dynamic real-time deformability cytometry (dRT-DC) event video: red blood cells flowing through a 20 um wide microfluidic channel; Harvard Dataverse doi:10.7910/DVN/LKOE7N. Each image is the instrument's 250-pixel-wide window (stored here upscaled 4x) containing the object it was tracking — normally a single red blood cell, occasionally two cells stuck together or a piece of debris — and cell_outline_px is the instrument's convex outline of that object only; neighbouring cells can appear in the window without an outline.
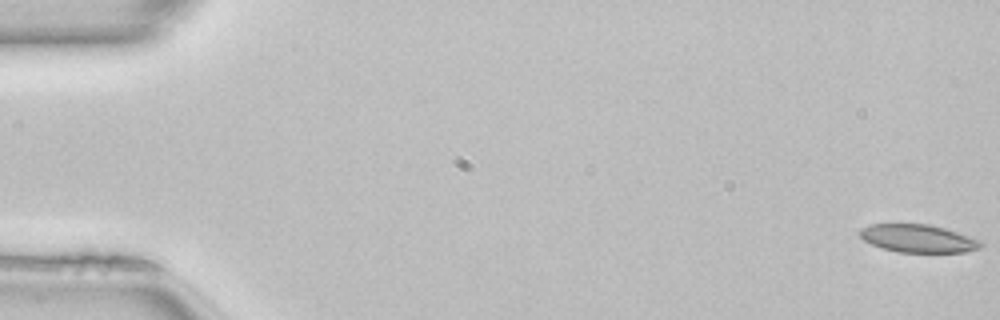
{"species": "common noctule bat (a hibernating species)", "species_latin": "Nyctalus noctula", "temperature_condition": "room temperature", "stored_images_in_passage": 4, "camera_frame_rate_fps": 3000, "um_per_image_px": 0.085, "animal": {"sex": "female", "body_mass_g": 22.7, "forearm_length_mm": 54.2}, "frame": {"image": 1, "passage_image": 1, "time_ms": 0.0, "image_size_px": [1000, 320], "cell_outline_px": [[984, 244], [980, 248], [964, 252], [896, 252], [880, 248], [864, 240], [860, 236], [860, 228], [872, 224], [928, 224], [944, 228], [984, 240]], "centroid_in_image_um": [78.07, 20.27], "position_along_channel_um": 6.9, "area_um2": 19.83}}